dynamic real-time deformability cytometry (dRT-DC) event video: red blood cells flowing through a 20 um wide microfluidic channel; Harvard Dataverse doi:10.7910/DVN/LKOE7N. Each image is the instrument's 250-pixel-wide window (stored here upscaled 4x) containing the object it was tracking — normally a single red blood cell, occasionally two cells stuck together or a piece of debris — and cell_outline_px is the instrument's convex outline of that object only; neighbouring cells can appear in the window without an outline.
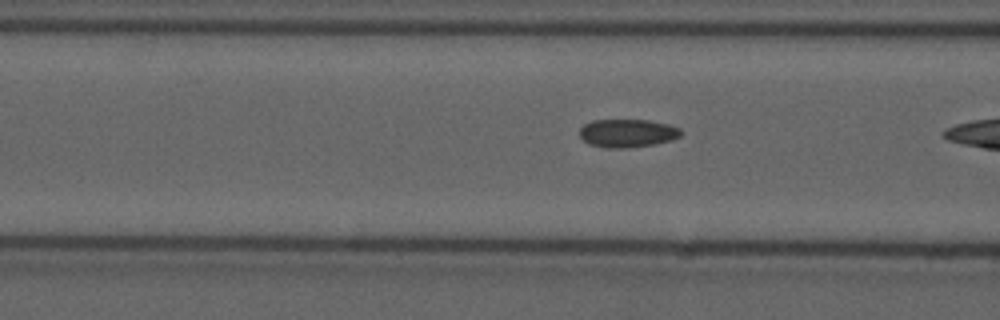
{"species": "common noctule bat (a hibernating species)", "species_latin": "Nyctalus noctula", "temperature_condition": "cold", "stored_images_in_passage": 20, "camera_frame_rate_fps": 3000, "um_per_image_px": 0.085, "animal": {"sex": "male", "forearm_length_mm": 52.5}, "frame": {"image": 1, "passage_image": 19, "time_ms": 6.0, "image_size_px": [1000, 320], "cell_outline_px": [[684, 132], [680, 136], [672, 140], [656, 144], [620, 148], [616, 148], [588, 144], [580, 136], [580, 128], [584, 124], [592, 120], [648, 120], [668, 124], [680, 128]], "centroid_in_image_um": [53.36, 11.31], "position_along_channel_um": 113.2, "area_um2": 16.59}}